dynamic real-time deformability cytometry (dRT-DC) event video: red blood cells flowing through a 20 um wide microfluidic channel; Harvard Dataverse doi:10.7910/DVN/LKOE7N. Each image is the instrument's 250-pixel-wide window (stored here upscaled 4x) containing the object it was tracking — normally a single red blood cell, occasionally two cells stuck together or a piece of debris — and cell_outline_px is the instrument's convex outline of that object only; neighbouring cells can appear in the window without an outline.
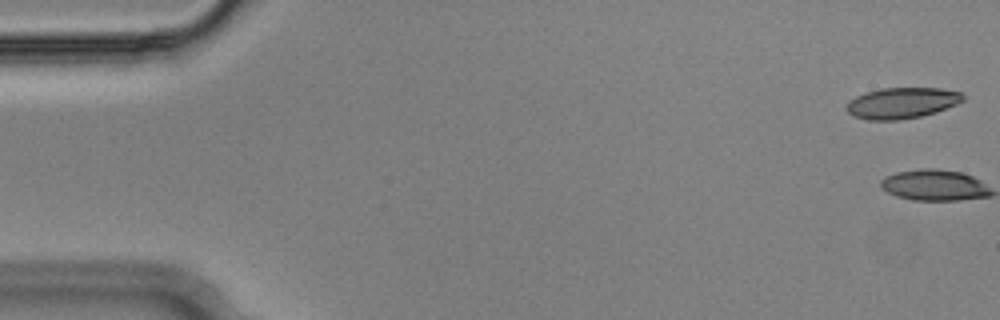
{"species": "Egyptian fruit bat (a non-hibernating species)", "species_latin": "Rousettus aegyptiacus", "temperature_condition": "cold", "stored_images_in_passage": 2, "camera_frame_rate_fps": 3000, "um_per_image_px": 0.085, "animal": {"sex": "male"}, "frame": {"image": 1, "passage_image": 1, "time_ms": 0.0, "image_size_px": [1000, 320], "cell_outline_px": [[964, 100], [956, 104], [936, 112], [920, 116], [900, 120], [868, 120], [852, 116], [844, 108], [848, 100], [856, 96], [880, 88], [940, 88], [960, 92], [964, 96]], "centroid_in_image_um": [76.62, 8.76], "position_along_channel_um": 8.4, "area_um2": 21.1}}